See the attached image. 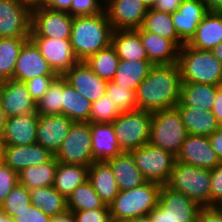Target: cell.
Wrapping results in <instances>:
<instances>
[{
    "mask_svg": "<svg viewBox=\"0 0 222 222\" xmlns=\"http://www.w3.org/2000/svg\"><path fill=\"white\" fill-rule=\"evenodd\" d=\"M50 222H75V217L72 211L67 210L62 214L51 217Z\"/></svg>",
    "mask_w": 222,
    "mask_h": 222,
    "instance_id": "6f0895ef",
    "label": "cell"
},
{
    "mask_svg": "<svg viewBox=\"0 0 222 222\" xmlns=\"http://www.w3.org/2000/svg\"><path fill=\"white\" fill-rule=\"evenodd\" d=\"M29 39L30 37L0 38V82L13 79L17 58Z\"/></svg>",
    "mask_w": 222,
    "mask_h": 222,
    "instance_id": "d590c367",
    "label": "cell"
},
{
    "mask_svg": "<svg viewBox=\"0 0 222 222\" xmlns=\"http://www.w3.org/2000/svg\"><path fill=\"white\" fill-rule=\"evenodd\" d=\"M181 75L177 63L153 65L138 85V109L150 112L174 108L180 101Z\"/></svg>",
    "mask_w": 222,
    "mask_h": 222,
    "instance_id": "6da1fadb",
    "label": "cell"
},
{
    "mask_svg": "<svg viewBox=\"0 0 222 222\" xmlns=\"http://www.w3.org/2000/svg\"><path fill=\"white\" fill-rule=\"evenodd\" d=\"M31 10L15 0H0V38L30 37Z\"/></svg>",
    "mask_w": 222,
    "mask_h": 222,
    "instance_id": "7c38bea8",
    "label": "cell"
},
{
    "mask_svg": "<svg viewBox=\"0 0 222 222\" xmlns=\"http://www.w3.org/2000/svg\"><path fill=\"white\" fill-rule=\"evenodd\" d=\"M6 120H7V116L5 114V111L3 110V107L0 102V138H1L2 133L4 131Z\"/></svg>",
    "mask_w": 222,
    "mask_h": 222,
    "instance_id": "94428289",
    "label": "cell"
},
{
    "mask_svg": "<svg viewBox=\"0 0 222 222\" xmlns=\"http://www.w3.org/2000/svg\"><path fill=\"white\" fill-rule=\"evenodd\" d=\"M54 157L58 162L90 166L94 162L90 122H73Z\"/></svg>",
    "mask_w": 222,
    "mask_h": 222,
    "instance_id": "ba28073f",
    "label": "cell"
},
{
    "mask_svg": "<svg viewBox=\"0 0 222 222\" xmlns=\"http://www.w3.org/2000/svg\"><path fill=\"white\" fill-rule=\"evenodd\" d=\"M142 28L145 31L172 40L179 48L184 45L177 35L171 13L149 9L144 18Z\"/></svg>",
    "mask_w": 222,
    "mask_h": 222,
    "instance_id": "8d00e7d4",
    "label": "cell"
},
{
    "mask_svg": "<svg viewBox=\"0 0 222 222\" xmlns=\"http://www.w3.org/2000/svg\"><path fill=\"white\" fill-rule=\"evenodd\" d=\"M182 2L183 0H156L152 9L160 12L174 13Z\"/></svg>",
    "mask_w": 222,
    "mask_h": 222,
    "instance_id": "816d5d0a",
    "label": "cell"
},
{
    "mask_svg": "<svg viewBox=\"0 0 222 222\" xmlns=\"http://www.w3.org/2000/svg\"><path fill=\"white\" fill-rule=\"evenodd\" d=\"M30 200L34 207H38L44 214L50 217L57 216L68 210L67 199L53 186L30 190Z\"/></svg>",
    "mask_w": 222,
    "mask_h": 222,
    "instance_id": "e575fe53",
    "label": "cell"
},
{
    "mask_svg": "<svg viewBox=\"0 0 222 222\" xmlns=\"http://www.w3.org/2000/svg\"><path fill=\"white\" fill-rule=\"evenodd\" d=\"M151 120L152 112L137 109L121 113L112 122L122 152L130 153L149 142Z\"/></svg>",
    "mask_w": 222,
    "mask_h": 222,
    "instance_id": "52a82bcc",
    "label": "cell"
},
{
    "mask_svg": "<svg viewBox=\"0 0 222 222\" xmlns=\"http://www.w3.org/2000/svg\"><path fill=\"white\" fill-rule=\"evenodd\" d=\"M148 10L142 0H105L104 5L113 30L139 29Z\"/></svg>",
    "mask_w": 222,
    "mask_h": 222,
    "instance_id": "8fae6325",
    "label": "cell"
},
{
    "mask_svg": "<svg viewBox=\"0 0 222 222\" xmlns=\"http://www.w3.org/2000/svg\"><path fill=\"white\" fill-rule=\"evenodd\" d=\"M104 0H72L66 11L72 17L93 16L104 12Z\"/></svg>",
    "mask_w": 222,
    "mask_h": 222,
    "instance_id": "ee69618b",
    "label": "cell"
},
{
    "mask_svg": "<svg viewBox=\"0 0 222 222\" xmlns=\"http://www.w3.org/2000/svg\"><path fill=\"white\" fill-rule=\"evenodd\" d=\"M211 170L175 161L166 184L181 192L201 207H211Z\"/></svg>",
    "mask_w": 222,
    "mask_h": 222,
    "instance_id": "5b68a950",
    "label": "cell"
},
{
    "mask_svg": "<svg viewBox=\"0 0 222 222\" xmlns=\"http://www.w3.org/2000/svg\"><path fill=\"white\" fill-rule=\"evenodd\" d=\"M177 65L182 82L222 85V63L211 51L184 44L179 48Z\"/></svg>",
    "mask_w": 222,
    "mask_h": 222,
    "instance_id": "3957f363",
    "label": "cell"
},
{
    "mask_svg": "<svg viewBox=\"0 0 222 222\" xmlns=\"http://www.w3.org/2000/svg\"><path fill=\"white\" fill-rule=\"evenodd\" d=\"M62 76H58L49 86L44 96L36 102L39 115H62Z\"/></svg>",
    "mask_w": 222,
    "mask_h": 222,
    "instance_id": "ab89813d",
    "label": "cell"
},
{
    "mask_svg": "<svg viewBox=\"0 0 222 222\" xmlns=\"http://www.w3.org/2000/svg\"><path fill=\"white\" fill-rule=\"evenodd\" d=\"M211 52L222 63V42L214 47Z\"/></svg>",
    "mask_w": 222,
    "mask_h": 222,
    "instance_id": "6125c7cd",
    "label": "cell"
},
{
    "mask_svg": "<svg viewBox=\"0 0 222 222\" xmlns=\"http://www.w3.org/2000/svg\"><path fill=\"white\" fill-rule=\"evenodd\" d=\"M121 111L107 95L102 96L95 102H92L90 123H110L113 122Z\"/></svg>",
    "mask_w": 222,
    "mask_h": 222,
    "instance_id": "7bdbcfd3",
    "label": "cell"
},
{
    "mask_svg": "<svg viewBox=\"0 0 222 222\" xmlns=\"http://www.w3.org/2000/svg\"><path fill=\"white\" fill-rule=\"evenodd\" d=\"M206 5L208 11L221 12L222 10V0H202Z\"/></svg>",
    "mask_w": 222,
    "mask_h": 222,
    "instance_id": "680465c9",
    "label": "cell"
},
{
    "mask_svg": "<svg viewBox=\"0 0 222 222\" xmlns=\"http://www.w3.org/2000/svg\"><path fill=\"white\" fill-rule=\"evenodd\" d=\"M58 75H42L26 81L31 97L37 102L48 91L49 86Z\"/></svg>",
    "mask_w": 222,
    "mask_h": 222,
    "instance_id": "bcb514c9",
    "label": "cell"
},
{
    "mask_svg": "<svg viewBox=\"0 0 222 222\" xmlns=\"http://www.w3.org/2000/svg\"><path fill=\"white\" fill-rule=\"evenodd\" d=\"M222 42V13L209 11L196 29L188 46L211 51Z\"/></svg>",
    "mask_w": 222,
    "mask_h": 222,
    "instance_id": "484cf974",
    "label": "cell"
},
{
    "mask_svg": "<svg viewBox=\"0 0 222 222\" xmlns=\"http://www.w3.org/2000/svg\"><path fill=\"white\" fill-rule=\"evenodd\" d=\"M62 115L78 122H89L92 103L62 77Z\"/></svg>",
    "mask_w": 222,
    "mask_h": 222,
    "instance_id": "4dcf8cb0",
    "label": "cell"
},
{
    "mask_svg": "<svg viewBox=\"0 0 222 222\" xmlns=\"http://www.w3.org/2000/svg\"><path fill=\"white\" fill-rule=\"evenodd\" d=\"M96 208L110 207L101 200L89 180L75 188L67 198V209L69 211L93 210Z\"/></svg>",
    "mask_w": 222,
    "mask_h": 222,
    "instance_id": "f35d334b",
    "label": "cell"
},
{
    "mask_svg": "<svg viewBox=\"0 0 222 222\" xmlns=\"http://www.w3.org/2000/svg\"><path fill=\"white\" fill-rule=\"evenodd\" d=\"M208 12L202 0H183L178 10L171 13L177 35L184 44L195 35L197 27Z\"/></svg>",
    "mask_w": 222,
    "mask_h": 222,
    "instance_id": "44dd1931",
    "label": "cell"
},
{
    "mask_svg": "<svg viewBox=\"0 0 222 222\" xmlns=\"http://www.w3.org/2000/svg\"><path fill=\"white\" fill-rule=\"evenodd\" d=\"M149 216L152 222H172L170 216L162 207L158 204L157 206L149 213Z\"/></svg>",
    "mask_w": 222,
    "mask_h": 222,
    "instance_id": "9f6ffc18",
    "label": "cell"
},
{
    "mask_svg": "<svg viewBox=\"0 0 222 222\" xmlns=\"http://www.w3.org/2000/svg\"><path fill=\"white\" fill-rule=\"evenodd\" d=\"M89 166L58 162L53 187L66 199L79 185L88 180Z\"/></svg>",
    "mask_w": 222,
    "mask_h": 222,
    "instance_id": "1f68e13d",
    "label": "cell"
},
{
    "mask_svg": "<svg viewBox=\"0 0 222 222\" xmlns=\"http://www.w3.org/2000/svg\"><path fill=\"white\" fill-rule=\"evenodd\" d=\"M215 207H217V209L222 213V201L217 204Z\"/></svg>",
    "mask_w": 222,
    "mask_h": 222,
    "instance_id": "003e7915",
    "label": "cell"
},
{
    "mask_svg": "<svg viewBox=\"0 0 222 222\" xmlns=\"http://www.w3.org/2000/svg\"><path fill=\"white\" fill-rule=\"evenodd\" d=\"M87 65L100 78L112 81L118 68L120 59L112 44L91 55L86 61Z\"/></svg>",
    "mask_w": 222,
    "mask_h": 222,
    "instance_id": "74e56055",
    "label": "cell"
},
{
    "mask_svg": "<svg viewBox=\"0 0 222 222\" xmlns=\"http://www.w3.org/2000/svg\"><path fill=\"white\" fill-rule=\"evenodd\" d=\"M0 222H14V219L8 216L0 205Z\"/></svg>",
    "mask_w": 222,
    "mask_h": 222,
    "instance_id": "e7e4bbea",
    "label": "cell"
},
{
    "mask_svg": "<svg viewBox=\"0 0 222 222\" xmlns=\"http://www.w3.org/2000/svg\"><path fill=\"white\" fill-rule=\"evenodd\" d=\"M58 161L54 157L51 161L24 168L18 173L19 184L29 190L53 186Z\"/></svg>",
    "mask_w": 222,
    "mask_h": 222,
    "instance_id": "836d02e7",
    "label": "cell"
},
{
    "mask_svg": "<svg viewBox=\"0 0 222 222\" xmlns=\"http://www.w3.org/2000/svg\"><path fill=\"white\" fill-rule=\"evenodd\" d=\"M94 161H107L122 153L110 123H90Z\"/></svg>",
    "mask_w": 222,
    "mask_h": 222,
    "instance_id": "cb8c5ba5",
    "label": "cell"
},
{
    "mask_svg": "<svg viewBox=\"0 0 222 222\" xmlns=\"http://www.w3.org/2000/svg\"><path fill=\"white\" fill-rule=\"evenodd\" d=\"M158 205L167 211L172 222H196L202 208L186 195L167 185L161 186Z\"/></svg>",
    "mask_w": 222,
    "mask_h": 222,
    "instance_id": "ffe728a7",
    "label": "cell"
},
{
    "mask_svg": "<svg viewBox=\"0 0 222 222\" xmlns=\"http://www.w3.org/2000/svg\"><path fill=\"white\" fill-rule=\"evenodd\" d=\"M124 222H152L149 215L135 217Z\"/></svg>",
    "mask_w": 222,
    "mask_h": 222,
    "instance_id": "be15d7a7",
    "label": "cell"
},
{
    "mask_svg": "<svg viewBox=\"0 0 222 222\" xmlns=\"http://www.w3.org/2000/svg\"><path fill=\"white\" fill-rule=\"evenodd\" d=\"M161 186L159 183L147 181L139 187L119 191L109 205L112 222H124L149 215L158 204Z\"/></svg>",
    "mask_w": 222,
    "mask_h": 222,
    "instance_id": "277c9868",
    "label": "cell"
},
{
    "mask_svg": "<svg viewBox=\"0 0 222 222\" xmlns=\"http://www.w3.org/2000/svg\"><path fill=\"white\" fill-rule=\"evenodd\" d=\"M88 180L105 205L109 206L119 194L115 177L106 161H94L89 166Z\"/></svg>",
    "mask_w": 222,
    "mask_h": 222,
    "instance_id": "83f0119b",
    "label": "cell"
},
{
    "mask_svg": "<svg viewBox=\"0 0 222 222\" xmlns=\"http://www.w3.org/2000/svg\"><path fill=\"white\" fill-rule=\"evenodd\" d=\"M15 1L27 6L30 10L39 7L40 3V0H15Z\"/></svg>",
    "mask_w": 222,
    "mask_h": 222,
    "instance_id": "91938a15",
    "label": "cell"
},
{
    "mask_svg": "<svg viewBox=\"0 0 222 222\" xmlns=\"http://www.w3.org/2000/svg\"><path fill=\"white\" fill-rule=\"evenodd\" d=\"M29 205H31L30 190L18 183L7 195L1 207L8 216L14 218Z\"/></svg>",
    "mask_w": 222,
    "mask_h": 222,
    "instance_id": "60d3db41",
    "label": "cell"
},
{
    "mask_svg": "<svg viewBox=\"0 0 222 222\" xmlns=\"http://www.w3.org/2000/svg\"><path fill=\"white\" fill-rule=\"evenodd\" d=\"M72 24L68 12L37 7L31 10L30 37L70 39Z\"/></svg>",
    "mask_w": 222,
    "mask_h": 222,
    "instance_id": "30bf717a",
    "label": "cell"
},
{
    "mask_svg": "<svg viewBox=\"0 0 222 222\" xmlns=\"http://www.w3.org/2000/svg\"><path fill=\"white\" fill-rule=\"evenodd\" d=\"M42 75H57L48 61L41 55L36 44L29 39L23 46L16 61L13 79L26 82Z\"/></svg>",
    "mask_w": 222,
    "mask_h": 222,
    "instance_id": "ac0fdd59",
    "label": "cell"
},
{
    "mask_svg": "<svg viewBox=\"0 0 222 222\" xmlns=\"http://www.w3.org/2000/svg\"><path fill=\"white\" fill-rule=\"evenodd\" d=\"M112 25L106 12L93 16L73 17L70 43L76 58L86 61L112 43Z\"/></svg>",
    "mask_w": 222,
    "mask_h": 222,
    "instance_id": "7a4b0ae2",
    "label": "cell"
},
{
    "mask_svg": "<svg viewBox=\"0 0 222 222\" xmlns=\"http://www.w3.org/2000/svg\"><path fill=\"white\" fill-rule=\"evenodd\" d=\"M175 107L181 115L188 134L209 137L222 127L211 110L188 106Z\"/></svg>",
    "mask_w": 222,
    "mask_h": 222,
    "instance_id": "4316f807",
    "label": "cell"
},
{
    "mask_svg": "<svg viewBox=\"0 0 222 222\" xmlns=\"http://www.w3.org/2000/svg\"><path fill=\"white\" fill-rule=\"evenodd\" d=\"M136 31L140 34L148 60L153 65L177 63L179 47L172 40L145 31L142 27Z\"/></svg>",
    "mask_w": 222,
    "mask_h": 222,
    "instance_id": "603a6c76",
    "label": "cell"
},
{
    "mask_svg": "<svg viewBox=\"0 0 222 222\" xmlns=\"http://www.w3.org/2000/svg\"><path fill=\"white\" fill-rule=\"evenodd\" d=\"M38 115L36 112L7 118L0 145L28 146L36 143Z\"/></svg>",
    "mask_w": 222,
    "mask_h": 222,
    "instance_id": "7402d4cb",
    "label": "cell"
},
{
    "mask_svg": "<svg viewBox=\"0 0 222 222\" xmlns=\"http://www.w3.org/2000/svg\"><path fill=\"white\" fill-rule=\"evenodd\" d=\"M112 170L119 191L130 190L147 182L141 171L136 167L134 157L129 152L106 161Z\"/></svg>",
    "mask_w": 222,
    "mask_h": 222,
    "instance_id": "d4e9b609",
    "label": "cell"
},
{
    "mask_svg": "<svg viewBox=\"0 0 222 222\" xmlns=\"http://www.w3.org/2000/svg\"><path fill=\"white\" fill-rule=\"evenodd\" d=\"M211 207L222 201V161L211 170Z\"/></svg>",
    "mask_w": 222,
    "mask_h": 222,
    "instance_id": "c3c4849f",
    "label": "cell"
},
{
    "mask_svg": "<svg viewBox=\"0 0 222 222\" xmlns=\"http://www.w3.org/2000/svg\"><path fill=\"white\" fill-rule=\"evenodd\" d=\"M0 102L7 118L36 113V101L31 97L25 82L14 79L2 81Z\"/></svg>",
    "mask_w": 222,
    "mask_h": 222,
    "instance_id": "5bb4252c",
    "label": "cell"
},
{
    "mask_svg": "<svg viewBox=\"0 0 222 222\" xmlns=\"http://www.w3.org/2000/svg\"><path fill=\"white\" fill-rule=\"evenodd\" d=\"M14 222H50L51 217L44 214L38 207L32 204L27 209L18 212L13 218Z\"/></svg>",
    "mask_w": 222,
    "mask_h": 222,
    "instance_id": "681fc988",
    "label": "cell"
},
{
    "mask_svg": "<svg viewBox=\"0 0 222 222\" xmlns=\"http://www.w3.org/2000/svg\"><path fill=\"white\" fill-rule=\"evenodd\" d=\"M73 120L65 115H38L36 143L55 154L68 135Z\"/></svg>",
    "mask_w": 222,
    "mask_h": 222,
    "instance_id": "d6986e66",
    "label": "cell"
},
{
    "mask_svg": "<svg viewBox=\"0 0 222 222\" xmlns=\"http://www.w3.org/2000/svg\"><path fill=\"white\" fill-rule=\"evenodd\" d=\"M136 167L147 181L166 185L170 179L176 156L147 143L130 152Z\"/></svg>",
    "mask_w": 222,
    "mask_h": 222,
    "instance_id": "9c48e42d",
    "label": "cell"
},
{
    "mask_svg": "<svg viewBox=\"0 0 222 222\" xmlns=\"http://www.w3.org/2000/svg\"><path fill=\"white\" fill-rule=\"evenodd\" d=\"M72 0H40L39 8H50L53 10L67 11Z\"/></svg>",
    "mask_w": 222,
    "mask_h": 222,
    "instance_id": "f5cc1de1",
    "label": "cell"
},
{
    "mask_svg": "<svg viewBox=\"0 0 222 222\" xmlns=\"http://www.w3.org/2000/svg\"><path fill=\"white\" fill-rule=\"evenodd\" d=\"M122 60H148L140 34L136 30H114L112 43Z\"/></svg>",
    "mask_w": 222,
    "mask_h": 222,
    "instance_id": "f546056e",
    "label": "cell"
},
{
    "mask_svg": "<svg viewBox=\"0 0 222 222\" xmlns=\"http://www.w3.org/2000/svg\"><path fill=\"white\" fill-rule=\"evenodd\" d=\"M142 1L148 9H151L154 6L156 0H142Z\"/></svg>",
    "mask_w": 222,
    "mask_h": 222,
    "instance_id": "03108f58",
    "label": "cell"
},
{
    "mask_svg": "<svg viewBox=\"0 0 222 222\" xmlns=\"http://www.w3.org/2000/svg\"><path fill=\"white\" fill-rule=\"evenodd\" d=\"M62 77L91 103L106 95L108 81L96 75L85 61H79Z\"/></svg>",
    "mask_w": 222,
    "mask_h": 222,
    "instance_id": "2e32d148",
    "label": "cell"
},
{
    "mask_svg": "<svg viewBox=\"0 0 222 222\" xmlns=\"http://www.w3.org/2000/svg\"><path fill=\"white\" fill-rule=\"evenodd\" d=\"M176 160L199 168L212 170L220 160L207 136L187 134Z\"/></svg>",
    "mask_w": 222,
    "mask_h": 222,
    "instance_id": "e0dca14e",
    "label": "cell"
},
{
    "mask_svg": "<svg viewBox=\"0 0 222 222\" xmlns=\"http://www.w3.org/2000/svg\"><path fill=\"white\" fill-rule=\"evenodd\" d=\"M39 48L41 55L58 76H63L71 67L79 62L76 58L70 39L46 37H30Z\"/></svg>",
    "mask_w": 222,
    "mask_h": 222,
    "instance_id": "4fadbf2b",
    "label": "cell"
},
{
    "mask_svg": "<svg viewBox=\"0 0 222 222\" xmlns=\"http://www.w3.org/2000/svg\"><path fill=\"white\" fill-rule=\"evenodd\" d=\"M218 122L222 126V86L217 89L214 105L211 109Z\"/></svg>",
    "mask_w": 222,
    "mask_h": 222,
    "instance_id": "11a10c76",
    "label": "cell"
},
{
    "mask_svg": "<svg viewBox=\"0 0 222 222\" xmlns=\"http://www.w3.org/2000/svg\"><path fill=\"white\" fill-rule=\"evenodd\" d=\"M187 134L176 107L152 112L148 143L177 156Z\"/></svg>",
    "mask_w": 222,
    "mask_h": 222,
    "instance_id": "8992f818",
    "label": "cell"
},
{
    "mask_svg": "<svg viewBox=\"0 0 222 222\" xmlns=\"http://www.w3.org/2000/svg\"><path fill=\"white\" fill-rule=\"evenodd\" d=\"M196 222H222V213L215 206L202 207Z\"/></svg>",
    "mask_w": 222,
    "mask_h": 222,
    "instance_id": "f907efd6",
    "label": "cell"
},
{
    "mask_svg": "<svg viewBox=\"0 0 222 222\" xmlns=\"http://www.w3.org/2000/svg\"><path fill=\"white\" fill-rule=\"evenodd\" d=\"M106 95L115 102L121 113L132 112L138 109L134 90L125 88L113 81H108Z\"/></svg>",
    "mask_w": 222,
    "mask_h": 222,
    "instance_id": "b9f144b4",
    "label": "cell"
},
{
    "mask_svg": "<svg viewBox=\"0 0 222 222\" xmlns=\"http://www.w3.org/2000/svg\"><path fill=\"white\" fill-rule=\"evenodd\" d=\"M219 87L203 83L182 82L180 101L176 106L211 110Z\"/></svg>",
    "mask_w": 222,
    "mask_h": 222,
    "instance_id": "f1b7e54d",
    "label": "cell"
},
{
    "mask_svg": "<svg viewBox=\"0 0 222 222\" xmlns=\"http://www.w3.org/2000/svg\"><path fill=\"white\" fill-rule=\"evenodd\" d=\"M75 222H112L110 208L72 211Z\"/></svg>",
    "mask_w": 222,
    "mask_h": 222,
    "instance_id": "7dc6e473",
    "label": "cell"
},
{
    "mask_svg": "<svg viewBox=\"0 0 222 222\" xmlns=\"http://www.w3.org/2000/svg\"><path fill=\"white\" fill-rule=\"evenodd\" d=\"M1 161L19 173L24 168L51 161L54 154L37 143L28 146L0 145Z\"/></svg>",
    "mask_w": 222,
    "mask_h": 222,
    "instance_id": "9a60e30c",
    "label": "cell"
},
{
    "mask_svg": "<svg viewBox=\"0 0 222 222\" xmlns=\"http://www.w3.org/2000/svg\"><path fill=\"white\" fill-rule=\"evenodd\" d=\"M18 183V173L0 161V205Z\"/></svg>",
    "mask_w": 222,
    "mask_h": 222,
    "instance_id": "f6af8a7d",
    "label": "cell"
},
{
    "mask_svg": "<svg viewBox=\"0 0 222 222\" xmlns=\"http://www.w3.org/2000/svg\"><path fill=\"white\" fill-rule=\"evenodd\" d=\"M153 64L149 60H122L116 70L114 83L136 91L138 85L147 77Z\"/></svg>",
    "mask_w": 222,
    "mask_h": 222,
    "instance_id": "d6a6232c",
    "label": "cell"
},
{
    "mask_svg": "<svg viewBox=\"0 0 222 222\" xmlns=\"http://www.w3.org/2000/svg\"><path fill=\"white\" fill-rule=\"evenodd\" d=\"M208 138L212 148L215 150L216 156L222 161V127L216 130Z\"/></svg>",
    "mask_w": 222,
    "mask_h": 222,
    "instance_id": "db71d44e",
    "label": "cell"
}]
</instances>
